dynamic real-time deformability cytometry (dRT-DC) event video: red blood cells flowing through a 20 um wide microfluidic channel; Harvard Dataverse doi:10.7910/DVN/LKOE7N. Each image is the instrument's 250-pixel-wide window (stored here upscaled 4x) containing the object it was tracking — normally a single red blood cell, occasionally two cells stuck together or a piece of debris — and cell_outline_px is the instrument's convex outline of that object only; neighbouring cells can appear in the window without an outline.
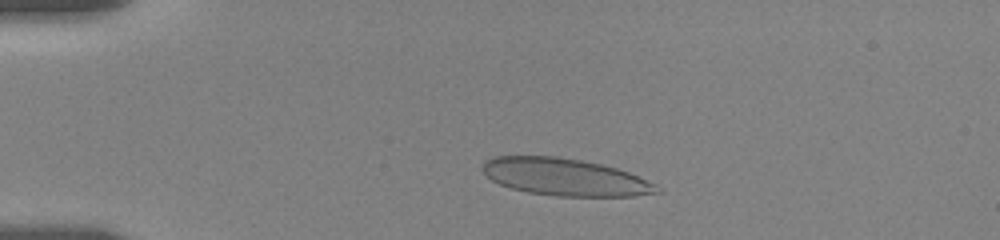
{"species": "human", "species_latin": "Homo sapiens", "temperature_condition": "room temperature", "stored_images_in_passage": 42, "camera_frame_rate_fps": 3000, "um_per_image_px": 0.085, "donor": {"sex": "female"}, "frame": {"image": 1, "passage_image": 9, "time_ms": 2.667, "image_size_px": [1000, 240], "cell_outline_px": [[664, 192], [632, 196], [556, 196], [528, 192], [512, 188], [500, 184], [492, 180], [480, 168], [484, 160], [492, 156], [556, 156], [580, 160], [600, 164], [616, 168], [628, 172], [656, 184]], "centroid_in_image_um": [48.01, 15.05], "position_along_channel_um": 37.0, "area_um2": 37.8}}
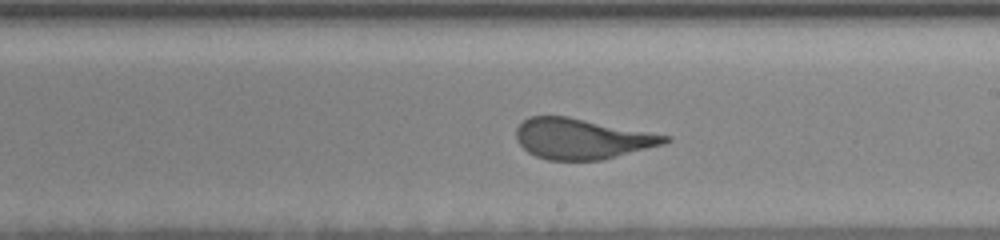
{"frame": {"image": 2, "passage_image": 26, "time_ms": 9.667, "image_size_px": [1000, 240], "cell_outline_px": [[672, 140], [664, 144], [600, 160], [548, 160], [536, 156], [528, 152], [516, 140], [516, 128], [524, 120], [532, 116], [568, 116], [672, 136]], "centroid_in_image_um": [49.47, 11.79], "position_along_channel_um": 239.5, "area_um2": 35.03}}
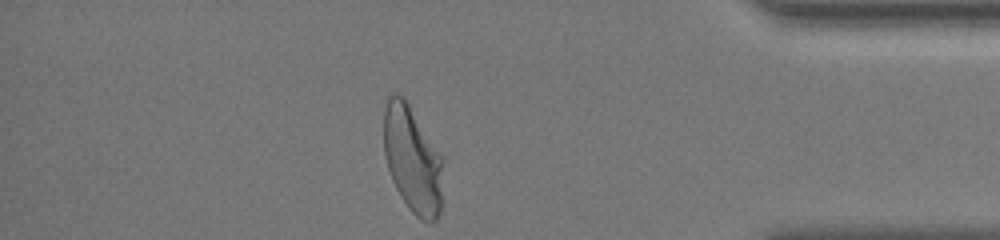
{"frame": {"image": 3, "passage_image": 41, "time_ms": 15.0, "image_size_px": [1000, 240], "cell_outline_px": [[444, 160], [440, 212], [436, 220], [432, 224], [416, 216], [408, 208], [400, 196], [392, 180], [388, 168], [384, 152], [384, 108], [388, 96], [396, 92], [404, 96]], "centroid_in_image_um": [35.06, 13.56], "position_along_channel_um": 400.1, "area_um2": 37.11}, "authors_computed_cell_mechanics": {"area_um2": 37.0787, "velocity_mm_per_s": 3.5286, "shape_relaxation_time_tau1_ms": 4.795, "shape_relaxation_time_tau2_ms": null, "deformation_change_tau1": 0.2006, "deformation_change_tau2": null}}